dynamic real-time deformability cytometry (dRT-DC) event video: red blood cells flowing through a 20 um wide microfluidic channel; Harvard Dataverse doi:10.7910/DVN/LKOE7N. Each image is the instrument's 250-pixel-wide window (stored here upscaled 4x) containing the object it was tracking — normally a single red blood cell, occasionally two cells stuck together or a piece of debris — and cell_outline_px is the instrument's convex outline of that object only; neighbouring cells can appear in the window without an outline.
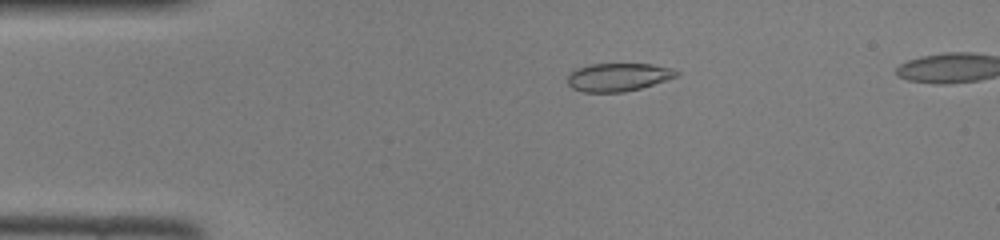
{"species": "common noctule bat (a hibernating species)", "species_latin": "Nyctalus noctula", "temperature_condition": "room temperature", "stored_images_in_passage": 39, "camera_frame_rate_fps": 3000, "um_per_image_px": 0.085, "animal": {"sex": "female", "body_mass_g": 22.0, "forearm_length_mm": 56.7}, "frame": {"image": 1, "passage_image": 2, "time_ms": 0.333, "image_size_px": [1000, 240], "cell_outline_px": [[680, 72], [676, 76], [640, 88], [620, 92], [584, 92], [572, 88], [568, 84], [568, 76], [576, 68], [592, 64], [652, 64], [668, 68]], "centroid_in_image_um": [52.49, 6.55], "position_along_channel_um": 32.5, "area_um2": 17.46}}
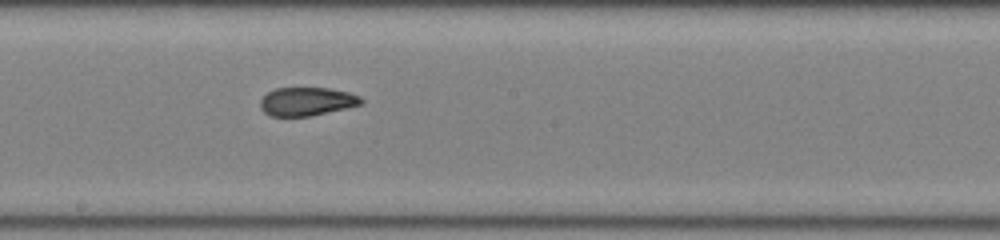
{"frame": {"image": 2, "passage_image": 18, "time_ms": 5.667, "image_size_px": [1000, 240], "cell_outline_px": [[364, 104], [308, 116], [272, 116], [264, 112], [260, 108], [260, 100], [268, 92], [276, 88], [328, 88], [348, 92], [360, 96], [364, 100]], "centroid_in_image_um": [26.09, 8.62], "position_along_channel_um": 222.1, "area_um2": 16.65}}
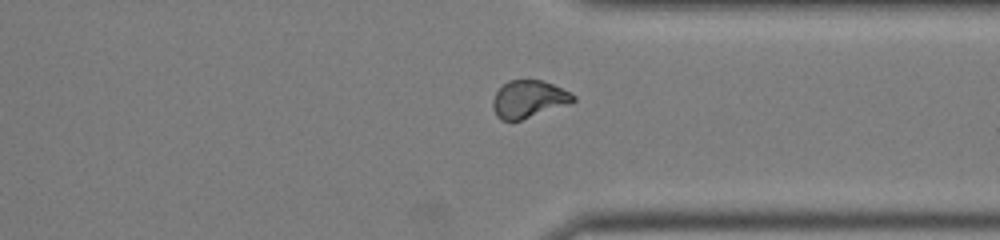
{"frame": {"image": 3, "passage_image": 28, "time_ms": 9.0, "image_size_px": [1000, 240], "cell_outline_px": [[576, 100], [572, 104], [520, 120], [500, 120], [496, 116], [492, 108], [492, 100], [496, 92], [508, 80], [544, 80], [576, 96]], "centroid_in_image_um": [44.94, 8.43], "position_along_channel_um": 366.5, "area_um2": 17.63}}